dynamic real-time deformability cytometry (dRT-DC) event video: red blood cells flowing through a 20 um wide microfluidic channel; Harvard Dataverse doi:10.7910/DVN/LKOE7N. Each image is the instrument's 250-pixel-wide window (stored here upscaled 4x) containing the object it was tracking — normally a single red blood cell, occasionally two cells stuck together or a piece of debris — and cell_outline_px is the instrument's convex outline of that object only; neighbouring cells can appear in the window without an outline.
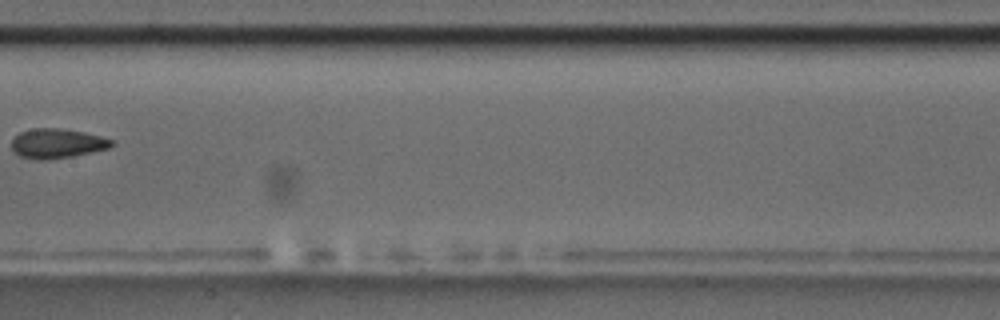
{"species": "common noctule bat (a hibernating species)", "species_latin": "Nyctalus noctula", "temperature_condition": "room temperature", "stored_images_in_passage": 9, "segment_of_instrument_passage": [2, 2], "camera_frame_rate_fps": 3000, "um_per_image_px": 0.085, "animal": {"sex": "male", "body_mass_g": 17.5, "forearm_length_mm": 52.3}, "frame": {"image": 1, "passage_image": 8, "time_ms": 9.0, "image_size_px": [1000, 320], "cell_outline_px": [[116, 144], [108, 148], [92, 152], [72, 156], [44, 160], [36, 160], [20, 156], [12, 152], [12, 140], [20, 132], [32, 128], [64, 128], [84, 132], [116, 140]], "centroid_in_image_um": [4.87, 12.19], "position_along_channel_um": 202.5, "area_um2": 17.46}}
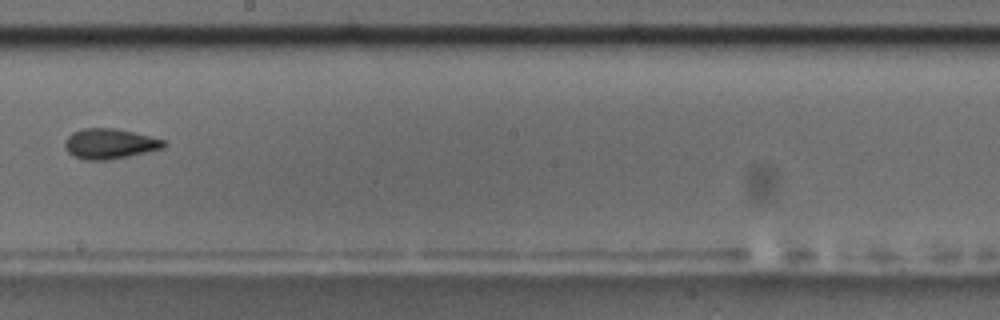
{"frame": {"image": 2, "passage_image": 9, "time_ms": 10.0, "image_size_px": [1000, 320], "cell_outline_px": [[168, 144], [164, 148], [128, 156], [108, 160], [84, 160], [72, 156], [64, 148], [64, 140], [72, 132], [84, 128], [116, 128], [164, 140]], "centroid_in_image_um": [9.29, 12.22], "position_along_channel_um": 238.9, "area_um2": 17.51}}